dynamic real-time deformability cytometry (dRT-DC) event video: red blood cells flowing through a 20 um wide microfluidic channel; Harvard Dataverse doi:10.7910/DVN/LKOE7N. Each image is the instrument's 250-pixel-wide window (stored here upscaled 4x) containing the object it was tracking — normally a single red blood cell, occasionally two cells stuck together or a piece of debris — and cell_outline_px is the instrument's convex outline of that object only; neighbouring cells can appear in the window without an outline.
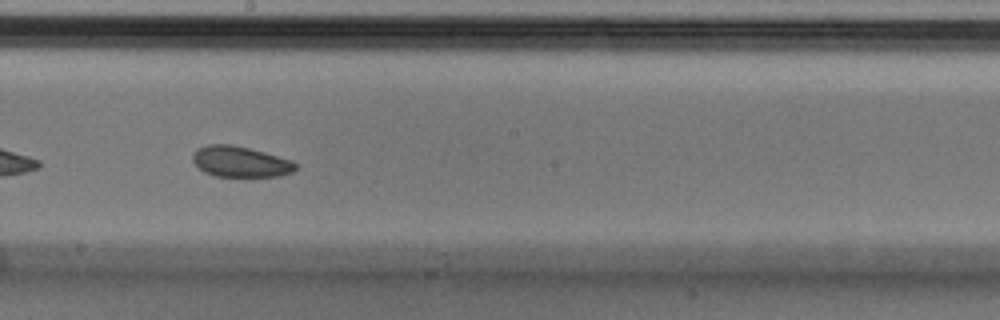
{"species": "Egyptian fruit bat (a non-hibernating species)", "species_latin": "Rousettus aegyptiacus", "temperature_condition": "cold", "stored_images_in_passage": 54, "segment_of_instrument_passage": [2, 2], "camera_frame_rate_fps": 3000, "um_per_image_px": 0.085, "animal": {"sex": "male"}, "frame": {"image": 1, "passage_image": 30, "time_ms": 9.667, "image_size_px": [1000, 320], "cell_outline_px": [[296, 168], [292, 172], [280, 176], [216, 176], [204, 172], [192, 160], [192, 156], [196, 148], [208, 144], [232, 144], [264, 152], [292, 160], [296, 164]], "centroid_in_image_um": [20.41, 13.73], "position_along_channel_um": 227.8, "area_um2": 18.38}}
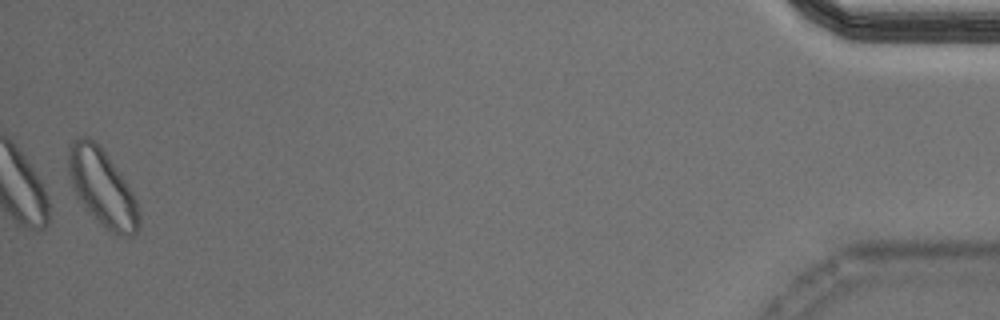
{"frame": {"image": 2, "passage_image": 53, "time_ms": 17.333, "image_size_px": [1000, 320], "cell_outline_px": [[140, 228], [132, 236], [120, 236], [104, 228], [88, 212], [76, 196], [68, 176], [68, 144], [76, 136], [88, 136], [108, 156], [132, 192], [136, 200], [140, 212]], "centroid_in_image_um": [8.67, 15.97], "position_along_channel_um": 426.5, "area_um2": 31.79}}